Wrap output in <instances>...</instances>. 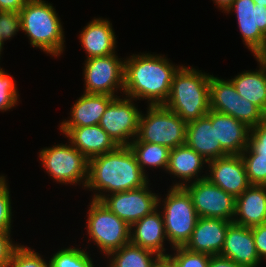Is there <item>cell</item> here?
Wrapping results in <instances>:
<instances>
[{"instance_id":"6da1fadb","label":"cell","mask_w":266,"mask_h":267,"mask_svg":"<svg viewBox=\"0 0 266 267\" xmlns=\"http://www.w3.org/2000/svg\"><path fill=\"white\" fill-rule=\"evenodd\" d=\"M147 175L140 168L131 148L118 146L111 152L89 159L85 188L95 190L93 200L102 201L107 195L139 189L149 184Z\"/></svg>"},{"instance_id":"7a4b0ae2","label":"cell","mask_w":266,"mask_h":267,"mask_svg":"<svg viewBox=\"0 0 266 267\" xmlns=\"http://www.w3.org/2000/svg\"><path fill=\"white\" fill-rule=\"evenodd\" d=\"M180 67L169 62L164 55L133 54L124 61L123 95L136 101L145 99L148 105H164L173 76Z\"/></svg>"},{"instance_id":"3957f363","label":"cell","mask_w":266,"mask_h":267,"mask_svg":"<svg viewBox=\"0 0 266 267\" xmlns=\"http://www.w3.org/2000/svg\"><path fill=\"white\" fill-rule=\"evenodd\" d=\"M209 90L208 73L181 65L173 76L170 94L164 106L189 123L211 110Z\"/></svg>"},{"instance_id":"277c9868","label":"cell","mask_w":266,"mask_h":267,"mask_svg":"<svg viewBox=\"0 0 266 267\" xmlns=\"http://www.w3.org/2000/svg\"><path fill=\"white\" fill-rule=\"evenodd\" d=\"M21 31L26 33L32 47L52 57L64 51V30L55 8L44 0H28L19 11Z\"/></svg>"},{"instance_id":"5b68a950","label":"cell","mask_w":266,"mask_h":267,"mask_svg":"<svg viewBox=\"0 0 266 267\" xmlns=\"http://www.w3.org/2000/svg\"><path fill=\"white\" fill-rule=\"evenodd\" d=\"M167 193L164 199L158 197V209L164 210L160 212L163 216L167 241L172 248L184 247L193 233L199 216L190 194L184 187L172 186Z\"/></svg>"},{"instance_id":"8992f818","label":"cell","mask_w":266,"mask_h":267,"mask_svg":"<svg viewBox=\"0 0 266 267\" xmlns=\"http://www.w3.org/2000/svg\"><path fill=\"white\" fill-rule=\"evenodd\" d=\"M141 113L137 137L132 142H147L170 150L186 143L187 123L164 105H147Z\"/></svg>"},{"instance_id":"52a82bcc","label":"cell","mask_w":266,"mask_h":267,"mask_svg":"<svg viewBox=\"0 0 266 267\" xmlns=\"http://www.w3.org/2000/svg\"><path fill=\"white\" fill-rule=\"evenodd\" d=\"M87 215L89 241L107 256L130 243V225L116 216L101 201L91 199ZM91 239V240H90Z\"/></svg>"},{"instance_id":"ba28073f","label":"cell","mask_w":266,"mask_h":267,"mask_svg":"<svg viewBox=\"0 0 266 267\" xmlns=\"http://www.w3.org/2000/svg\"><path fill=\"white\" fill-rule=\"evenodd\" d=\"M42 167L56 182L86 187L88 181L89 160L71 143L44 147L39 152Z\"/></svg>"},{"instance_id":"9c48e42d","label":"cell","mask_w":266,"mask_h":267,"mask_svg":"<svg viewBox=\"0 0 266 267\" xmlns=\"http://www.w3.org/2000/svg\"><path fill=\"white\" fill-rule=\"evenodd\" d=\"M114 53L86 59L84 63V93L118 97L124 90V60ZM122 59V60H121Z\"/></svg>"},{"instance_id":"30bf717a","label":"cell","mask_w":266,"mask_h":267,"mask_svg":"<svg viewBox=\"0 0 266 267\" xmlns=\"http://www.w3.org/2000/svg\"><path fill=\"white\" fill-rule=\"evenodd\" d=\"M124 97L113 99L98 124L118 146H129L137 137L142 113L133 98Z\"/></svg>"},{"instance_id":"8fae6325","label":"cell","mask_w":266,"mask_h":267,"mask_svg":"<svg viewBox=\"0 0 266 267\" xmlns=\"http://www.w3.org/2000/svg\"><path fill=\"white\" fill-rule=\"evenodd\" d=\"M232 11L244 45L254 57L266 56V7L252 0H234L224 13Z\"/></svg>"},{"instance_id":"7c38bea8","label":"cell","mask_w":266,"mask_h":267,"mask_svg":"<svg viewBox=\"0 0 266 267\" xmlns=\"http://www.w3.org/2000/svg\"><path fill=\"white\" fill-rule=\"evenodd\" d=\"M193 206L199 217L233 221L236 198L212 184L207 178L186 184Z\"/></svg>"},{"instance_id":"4fadbf2b","label":"cell","mask_w":266,"mask_h":267,"mask_svg":"<svg viewBox=\"0 0 266 267\" xmlns=\"http://www.w3.org/2000/svg\"><path fill=\"white\" fill-rule=\"evenodd\" d=\"M148 186L107 195L101 202L131 226L158 209L159 195L153 193Z\"/></svg>"},{"instance_id":"5bb4252c","label":"cell","mask_w":266,"mask_h":267,"mask_svg":"<svg viewBox=\"0 0 266 267\" xmlns=\"http://www.w3.org/2000/svg\"><path fill=\"white\" fill-rule=\"evenodd\" d=\"M208 169L206 178L235 198L250 186L241 155H227L210 160Z\"/></svg>"},{"instance_id":"9a60e30c","label":"cell","mask_w":266,"mask_h":267,"mask_svg":"<svg viewBox=\"0 0 266 267\" xmlns=\"http://www.w3.org/2000/svg\"><path fill=\"white\" fill-rule=\"evenodd\" d=\"M231 221L199 217L189 241L184 246L192 252L220 255Z\"/></svg>"},{"instance_id":"2e32d148","label":"cell","mask_w":266,"mask_h":267,"mask_svg":"<svg viewBox=\"0 0 266 267\" xmlns=\"http://www.w3.org/2000/svg\"><path fill=\"white\" fill-rule=\"evenodd\" d=\"M220 256L243 267H258L261 260L255 248L252 229L232 222L228 226Z\"/></svg>"},{"instance_id":"e0dca14e","label":"cell","mask_w":266,"mask_h":267,"mask_svg":"<svg viewBox=\"0 0 266 267\" xmlns=\"http://www.w3.org/2000/svg\"><path fill=\"white\" fill-rule=\"evenodd\" d=\"M68 141L88 160L115 150L118 145L99 125L59 127Z\"/></svg>"},{"instance_id":"ac0fdd59","label":"cell","mask_w":266,"mask_h":267,"mask_svg":"<svg viewBox=\"0 0 266 267\" xmlns=\"http://www.w3.org/2000/svg\"><path fill=\"white\" fill-rule=\"evenodd\" d=\"M166 240L163 216L159 209L130 226V243L150 250L161 258L167 256L164 248Z\"/></svg>"},{"instance_id":"d6986e66","label":"cell","mask_w":266,"mask_h":267,"mask_svg":"<svg viewBox=\"0 0 266 267\" xmlns=\"http://www.w3.org/2000/svg\"><path fill=\"white\" fill-rule=\"evenodd\" d=\"M211 122L215 125L216 140L227 155H240L248 146L250 128L224 113L211 110Z\"/></svg>"},{"instance_id":"ffe728a7","label":"cell","mask_w":266,"mask_h":267,"mask_svg":"<svg viewBox=\"0 0 266 267\" xmlns=\"http://www.w3.org/2000/svg\"><path fill=\"white\" fill-rule=\"evenodd\" d=\"M204 164H208V161L184 144L170 150L166 172L174 175V178L176 176L180 178L178 183L176 181L173 184V187H184L188 183L196 182L207 177V174L202 176L200 174L203 172L201 170L204 169Z\"/></svg>"},{"instance_id":"44dd1931","label":"cell","mask_w":266,"mask_h":267,"mask_svg":"<svg viewBox=\"0 0 266 267\" xmlns=\"http://www.w3.org/2000/svg\"><path fill=\"white\" fill-rule=\"evenodd\" d=\"M82 48L87 58L104 57L114 54L116 48V35L112 23L103 18H94L84 26L79 34Z\"/></svg>"},{"instance_id":"7402d4cb","label":"cell","mask_w":266,"mask_h":267,"mask_svg":"<svg viewBox=\"0 0 266 267\" xmlns=\"http://www.w3.org/2000/svg\"><path fill=\"white\" fill-rule=\"evenodd\" d=\"M185 144L207 161L227 156L220 142L216 140L211 110L205 116L187 123Z\"/></svg>"},{"instance_id":"603a6c76","label":"cell","mask_w":266,"mask_h":267,"mask_svg":"<svg viewBox=\"0 0 266 267\" xmlns=\"http://www.w3.org/2000/svg\"><path fill=\"white\" fill-rule=\"evenodd\" d=\"M232 222L249 228L266 223V186L250 185L236 197Z\"/></svg>"},{"instance_id":"cb8c5ba5","label":"cell","mask_w":266,"mask_h":267,"mask_svg":"<svg viewBox=\"0 0 266 267\" xmlns=\"http://www.w3.org/2000/svg\"><path fill=\"white\" fill-rule=\"evenodd\" d=\"M115 97L104 94L83 93L71 107L70 119L60 127H83L98 125L107 106Z\"/></svg>"},{"instance_id":"d4e9b609","label":"cell","mask_w":266,"mask_h":267,"mask_svg":"<svg viewBox=\"0 0 266 267\" xmlns=\"http://www.w3.org/2000/svg\"><path fill=\"white\" fill-rule=\"evenodd\" d=\"M259 70L243 71L230 79L238 94L256 105L266 115V57H255Z\"/></svg>"},{"instance_id":"484cf974","label":"cell","mask_w":266,"mask_h":267,"mask_svg":"<svg viewBox=\"0 0 266 267\" xmlns=\"http://www.w3.org/2000/svg\"><path fill=\"white\" fill-rule=\"evenodd\" d=\"M210 109L236 119L238 92L230 79L210 75Z\"/></svg>"},{"instance_id":"4316f807","label":"cell","mask_w":266,"mask_h":267,"mask_svg":"<svg viewBox=\"0 0 266 267\" xmlns=\"http://www.w3.org/2000/svg\"><path fill=\"white\" fill-rule=\"evenodd\" d=\"M107 258V267H154L161 259L156 253L131 243L110 252Z\"/></svg>"},{"instance_id":"83f0119b","label":"cell","mask_w":266,"mask_h":267,"mask_svg":"<svg viewBox=\"0 0 266 267\" xmlns=\"http://www.w3.org/2000/svg\"><path fill=\"white\" fill-rule=\"evenodd\" d=\"M129 147L135 154L137 162L145 174L144 168L147 167L162 168L166 172L170 154L168 147L147 142H131Z\"/></svg>"},{"instance_id":"f1b7e54d","label":"cell","mask_w":266,"mask_h":267,"mask_svg":"<svg viewBox=\"0 0 266 267\" xmlns=\"http://www.w3.org/2000/svg\"><path fill=\"white\" fill-rule=\"evenodd\" d=\"M85 251L67 247L55 252L48 262L50 267H94L92 258Z\"/></svg>"},{"instance_id":"f546056e","label":"cell","mask_w":266,"mask_h":267,"mask_svg":"<svg viewBox=\"0 0 266 267\" xmlns=\"http://www.w3.org/2000/svg\"><path fill=\"white\" fill-rule=\"evenodd\" d=\"M175 253L164 258L172 267H208L210 256L206 253L192 252L185 247L171 248Z\"/></svg>"},{"instance_id":"4dcf8cb0","label":"cell","mask_w":266,"mask_h":267,"mask_svg":"<svg viewBox=\"0 0 266 267\" xmlns=\"http://www.w3.org/2000/svg\"><path fill=\"white\" fill-rule=\"evenodd\" d=\"M250 185L266 186V155H241Z\"/></svg>"},{"instance_id":"1f68e13d","label":"cell","mask_w":266,"mask_h":267,"mask_svg":"<svg viewBox=\"0 0 266 267\" xmlns=\"http://www.w3.org/2000/svg\"><path fill=\"white\" fill-rule=\"evenodd\" d=\"M18 89L14 77L0 69V111H8L18 104Z\"/></svg>"},{"instance_id":"d6a6232c","label":"cell","mask_w":266,"mask_h":267,"mask_svg":"<svg viewBox=\"0 0 266 267\" xmlns=\"http://www.w3.org/2000/svg\"><path fill=\"white\" fill-rule=\"evenodd\" d=\"M8 267H50V263L30 247L19 244L12 254Z\"/></svg>"},{"instance_id":"836d02e7","label":"cell","mask_w":266,"mask_h":267,"mask_svg":"<svg viewBox=\"0 0 266 267\" xmlns=\"http://www.w3.org/2000/svg\"><path fill=\"white\" fill-rule=\"evenodd\" d=\"M265 117L266 115L256 105L238 94L237 120L252 128L257 126Z\"/></svg>"},{"instance_id":"e575fe53","label":"cell","mask_w":266,"mask_h":267,"mask_svg":"<svg viewBox=\"0 0 266 267\" xmlns=\"http://www.w3.org/2000/svg\"><path fill=\"white\" fill-rule=\"evenodd\" d=\"M8 183L4 175H0V232H11L12 206Z\"/></svg>"},{"instance_id":"d590c367","label":"cell","mask_w":266,"mask_h":267,"mask_svg":"<svg viewBox=\"0 0 266 267\" xmlns=\"http://www.w3.org/2000/svg\"><path fill=\"white\" fill-rule=\"evenodd\" d=\"M240 155H266V117L250 128L248 146Z\"/></svg>"},{"instance_id":"8d00e7d4","label":"cell","mask_w":266,"mask_h":267,"mask_svg":"<svg viewBox=\"0 0 266 267\" xmlns=\"http://www.w3.org/2000/svg\"><path fill=\"white\" fill-rule=\"evenodd\" d=\"M21 31V16L15 11H0V43L10 40Z\"/></svg>"},{"instance_id":"74e56055","label":"cell","mask_w":266,"mask_h":267,"mask_svg":"<svg viewBox=\"0 0 266 267\" xmlns=\"http://www.w3.org/2000/svg\"><path fill=\"white\" fill-rule=\"evenodd\" d=\"M11 232H0V267H8L12 254L18 244H14Z\"/></svg>"},{"instance_id":"f35d334b","label":"cell","mask_w":266,"mask_h":267,"mask_svg":"<svg viewBox=\"0 0 266 267\" xmlns=\"http://www.w3.org/2000/svg\"><path fill=\"white\" fill-rule=\"evenodd\" d=\"M257 254L262 261L266 259V223L251 227Z\"/></svg>"},{"instance_id":"ab89813d","label":"cell","mask_w":266,"mask_h":267,"mask_svg":"<svg viewBox=\"0 0 266 267\" xmlns=\"http://www.w3.org/2000/svg\"><path fill=\"white\" fill-rule=\"evenodd\" d=\"M208 267H243L231 259L224 258L220 255L210 256Z\"/></svg>"},{"instance_id":"60d3db41","label":"cell","mask_w":266,"mask_h":267,"mask_svg":"<svg viewBox=\"0 0 266 267\" xmlns=\"http://www.w3.org/2000/svg\"><path fill=\"white\" fill-rule=\"evenodd\" d=\"M28 0H0V11L19 12Z\"/></svg>"},{"instance_id":"b9f144b4","label":"cell","mask_w":266,"mask_h":267,"mask_svg":"<svg viewBox=\"0 0 266 267\" xmlns=\"http://www.w3.org/2000/svg\"><path fill=\"white\" fill-rule=\"evenodd\" d=\"M233 1L234 0H213L217 7L220 8V10H223L224 12L232 4Z\"/></svg>"},{"instance_id":"7bdbcfd3","label":"cell","mask_w":266,"mask_h":267,"mask_svg":"<svg viewBox=\"0 0 266 267\" xmlns=\"http://www.w3.org/2000/svg\"><path fill=\"white\" fill-rule=\"evenodd\" d=\"M154 267H172L164 258H161Z\"/></svg>"},{"instance_id":"ee69618b","label":"cell","mask_w":266,"mask_h":267,"mask_svg":"<svg viewBox=\"0 0 266 267\" xmlns=\"http://www.w3.org/2000/svg\"><path fill=\"white\" fill-rule=\"evenodd\" d=\"M255 4H259L261 6L266 7V0H252Z\"/></svg>"},{"instance_id":"f6af8a7d","label":"cell","mask_w":266,"mask_h":267,"mask_svg":"<svg viewBox=\"0 0 266 267\" xmlns=\"http://www.w3.org/2000/svg\"><path fill=\"white\" fill-rule=\"evenodd\" d=\"M0 50H3V46L1 45V43H0Z\"/></svg>"}]
</instances>
